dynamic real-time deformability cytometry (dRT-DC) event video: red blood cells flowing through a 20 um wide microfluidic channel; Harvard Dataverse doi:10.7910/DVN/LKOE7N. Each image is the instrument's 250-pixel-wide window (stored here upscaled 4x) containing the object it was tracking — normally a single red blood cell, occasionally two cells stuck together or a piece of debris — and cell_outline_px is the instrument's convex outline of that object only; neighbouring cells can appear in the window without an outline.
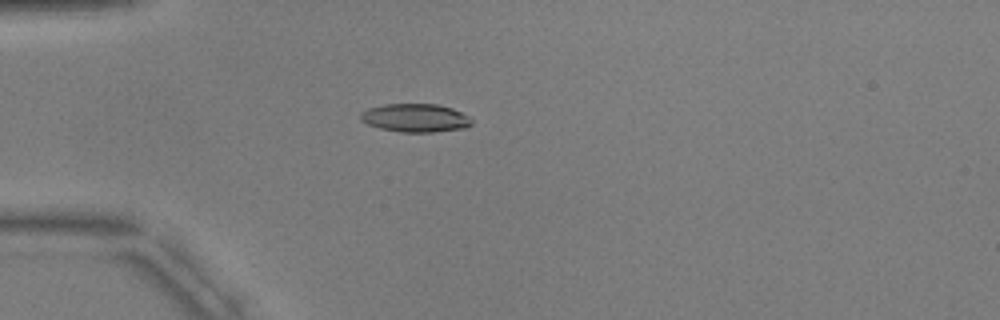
{"species": "common noctule bat (a hibernating species)", "species_latin": "Nyctalus noctula", "temperature_condition": "warm", "stored_images_in_passage": 3, "camera_frame_rate_fps": 3000, "um_per_image_px": 0.085, "animal": {"sex": "male", "body_mass_g": 17.9, "forearm_length_mm": 54.2}, "frame": {"image": 1, "passage_image": 3, "time_ms": 2.333, "image_size_px": [1000, 320], "cell_outline_px": [[472, 124], [464, 128], [432, 132], [400, 132], [380, 128], [368, 124], [360, 120], [360, 112], [368, 108], [384, 104], [436, 104], [452, 108], [468, 116], [472, 120]], "centroid_in_image_um": [35.28, 10.02], "position_along_channel_um": 49.7, "area_um2": 18.32}}